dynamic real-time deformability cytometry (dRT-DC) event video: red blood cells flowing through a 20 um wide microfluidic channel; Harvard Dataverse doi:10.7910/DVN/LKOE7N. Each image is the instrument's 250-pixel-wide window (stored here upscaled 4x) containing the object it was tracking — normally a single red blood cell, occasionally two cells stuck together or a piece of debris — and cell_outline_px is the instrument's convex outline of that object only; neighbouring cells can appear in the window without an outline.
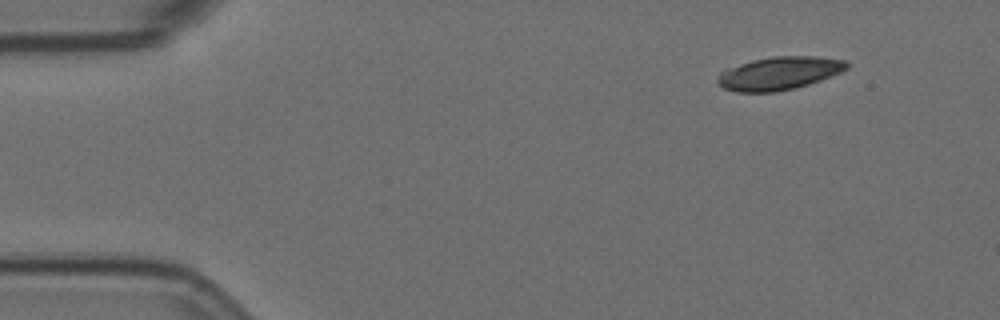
{"species": "Egyptian fruit bat (a non-hibernating species)", "species_latin": "Rousettus aegyptiacus", "temperature_condition": "room temperature", "stored_images_in_passage": 6, "camera_frame_rate_fps": 3000, "um_per_image_px": 0.085, "animal": {"sex": "female"}, "frame": {"image": 1, "passage_image": 1, "time_ms": 0.0, "image_size_px": [1000, 320], "cell_outline_px": [[848, 68], [840, 72], [820, 80], [808, 84], [776, 92], [736, 92], [724, 88], [716, 80], [720, 72], [724, 68], [752, 60], [772, 56], [812, 56], [844, 60], [848, 64]], "centroid_in_image_um": [66.17, 6.22], "position_along_channel_um": 18.8, "area_um2": 24.8}}